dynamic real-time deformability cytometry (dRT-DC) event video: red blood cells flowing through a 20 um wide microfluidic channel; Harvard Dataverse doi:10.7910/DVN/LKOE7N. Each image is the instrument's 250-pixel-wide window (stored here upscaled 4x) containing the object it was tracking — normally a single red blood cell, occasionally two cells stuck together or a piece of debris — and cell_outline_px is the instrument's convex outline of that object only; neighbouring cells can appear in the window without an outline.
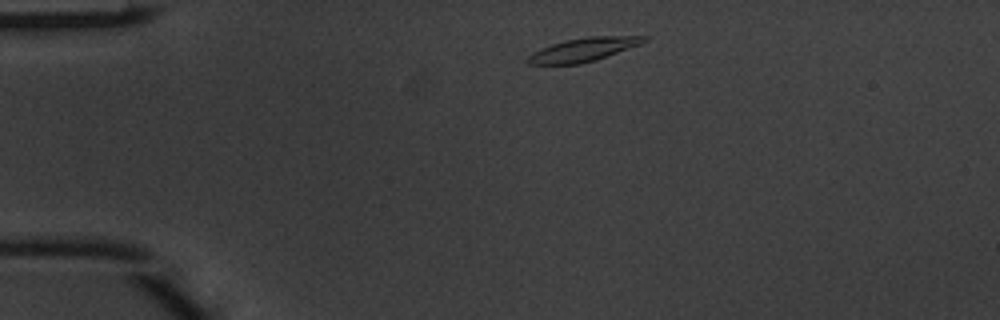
{"species": "common noctule bat (a hibernating species)", "species_latin": "Nyctalus noctula", "temperature_condition": "warm", "stored_images_in_passage": 2, "camera_frame_rate_fps": 3000, "um_per_image_px": 0.085, "animal": {"sex": "male", "body_mass_g": 20.1, "forearm_length_mm": 53.5}, "frame": {"image": 1, "passage_image": 1, "time_ms": 0.0, "image_size_px": [1000, 320], "cell_outline_px": [[652, 36], [648, 40], [640, 44], [596, 60], [580, 64], [528, 64], [524, 60], [532, 52], [552, 44], [568, 40], [588, 36]], "centroid_in_image_um": [49.59, 4.22], "position_along_channel_um": 35.4, "area_um2": 15.9}}